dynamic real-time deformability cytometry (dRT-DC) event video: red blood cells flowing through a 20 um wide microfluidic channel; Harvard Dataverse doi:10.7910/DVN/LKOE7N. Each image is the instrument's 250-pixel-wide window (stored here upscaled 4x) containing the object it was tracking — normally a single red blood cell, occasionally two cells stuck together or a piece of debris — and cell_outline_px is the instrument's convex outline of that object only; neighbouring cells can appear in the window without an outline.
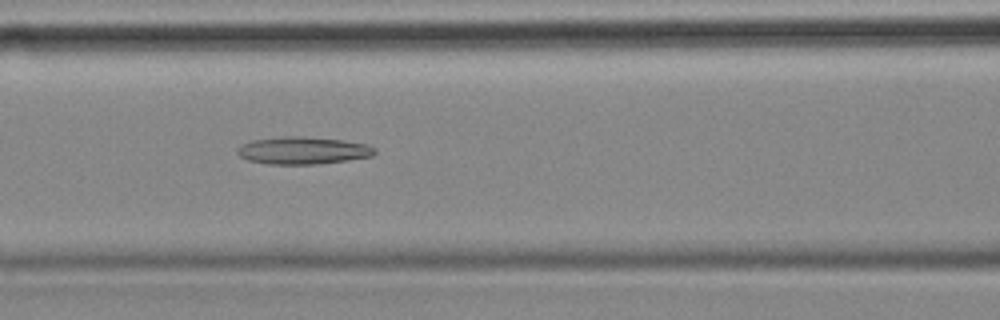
{"species": "common noctule bat (a hibernating species)", "species_latin": "Nyctalus noctula", "temperature_condition": "cold", "stored_images_in_passage": 48, "camera_frame_rate_fps": 3000, "um_per_image_px": 0.085, "animal": {"sex": "female", "body_mass_g": 18.4}, "frame": {"image": 1, "passage_image": 15, "time_ms": 4.667, "image_size_px": [1000, 320], "cell_outline_px": [[376, 152], [372, 156], [348, 160], [316, 164], [268, 164], [248, 160], [240, 156], [236, 152], [236, 148], [240, 144], [252, 140], [284, 136], [304, 136], [344, 140], [368, 144], [376, 148]], "centroid_in_image_um": [25.74, 12.78], "position_along_channel_um": 140.9, "area_um2": 22.14}}
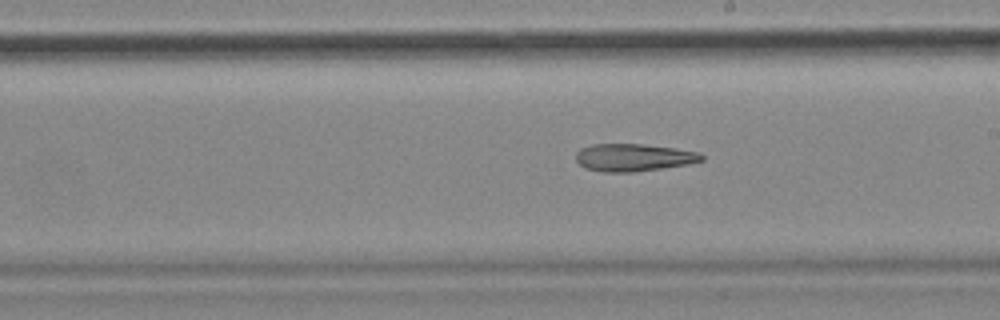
{"frame": {"image": 2, "passage_image": 23, "time_ms": 7.333, "image_size_px": [1000, 320], "cell_outline_px": [[704, 160], [688, 164], [632, 172], [604, 172], [584, 168], [576, 160], [576, 152], [580, 148], [592, 144], [640, 144], [676, 148], [700, 152], [704, 156]], "centroid_in_image_um": [53.84, 13.38], "position_along_channel_um": 235.2, "area_um2": 20.17}}
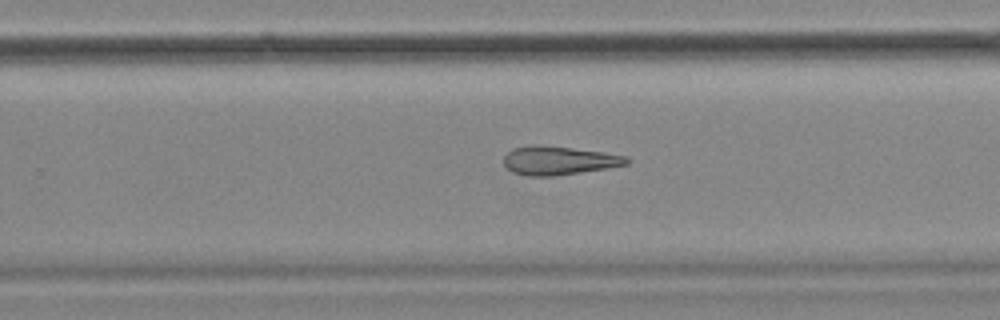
{"frame": {"image": 3, "passage_image": 27, "time_ms": 8.667, "image_size_px": [1000, 320], "cell_outline_px": [[628, 164], [580, 172], [552, 176], [528, 176], [512, 172], [504, 164], [504, 156], [512, 148], [532, 144], [536, 144], [572, 148], [604, 152], [628, 156]], "centroid_in_image_um": [47.46, 13.63], "position_along_channel_um": 282.3, "area_um2": 20.4}}